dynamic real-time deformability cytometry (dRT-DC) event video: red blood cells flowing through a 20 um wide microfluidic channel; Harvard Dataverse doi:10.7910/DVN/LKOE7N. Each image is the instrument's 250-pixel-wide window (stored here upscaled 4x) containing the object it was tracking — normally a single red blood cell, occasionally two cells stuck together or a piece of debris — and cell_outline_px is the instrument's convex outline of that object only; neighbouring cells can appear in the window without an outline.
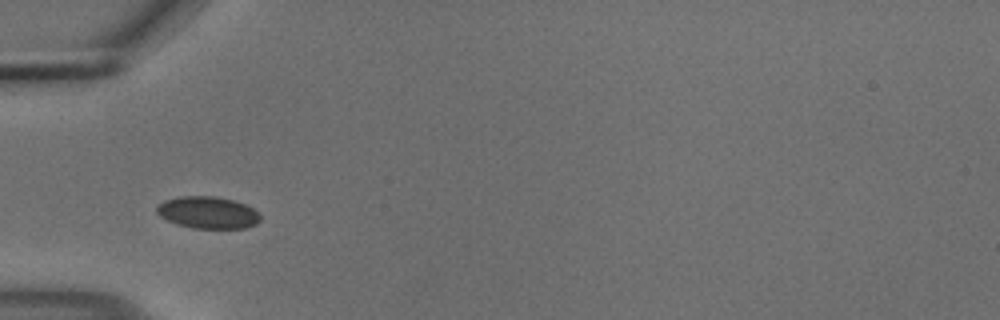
{"species": "common noctule bat (a hibernating species)", "species_latin": "Nyctalus noctula", "temperature_condition": "cold", "stored_images_in_passage": 38, "camera_frame_rate_fps": 3000, "um_per_image_px": 0.085, "animal": {"sex": "male", "body_mass_g": 18.8}, "frame": {"image": 1, "passage_image": 1, "time_ms": 0.0, "image_size_px": [1000, 320], "cell_outline_px": [[260, 220], [256, 224], [244, 228], [192, 228], [176, 224], [160, 216], [156, 212], [156, 208], [164, 200], [180, 196], [216, 196], [232, 200], [244, 204], [252, 208], [260, 216]], "centroid_in_image_um": [17.64, 18.06], "position_along_channel_um": 67.4, "area_um2": 19.19}}
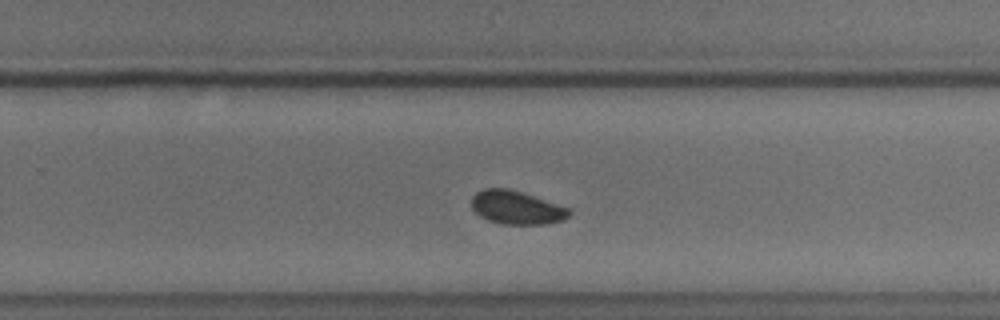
{"frame": {"image": 2, "passage_image": 19, "time_ms": 6.0, "image_size_px": [1000, 320], "cell_outline_px": [[572, 212], [564, 220], [544, 224], [504, 224], [488, 220], [480, 216], [472, 208], [472, 196], [476, 192], [484, 188], [508, 188], [568, 208]], "centroid_in_image_um": [43.87, 17.65], "position_along_channel_um": 285.9, "area_um2": 18.73}}
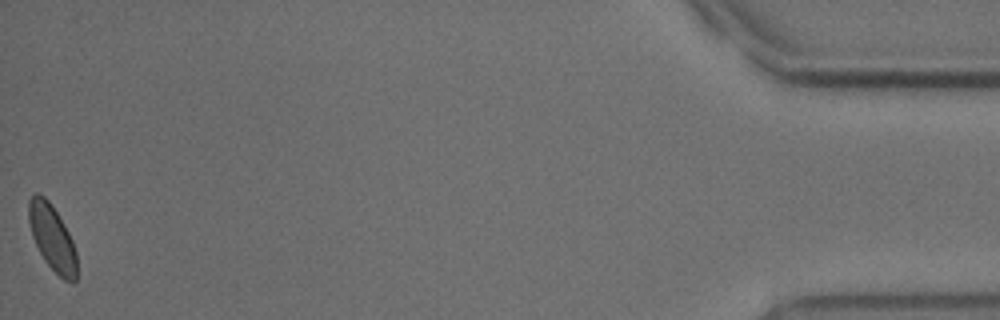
{"frame": {"image": 3, "passage_image": 38, "time_ms": 12.333, "image_size_px": [1000, 320], "cell_outline_px": [[76, 280], [64, 280], [44, 260], [32, 236], [28, 220], [28, 200], [36, 192], [44, 196], [48, 200], [56, 212], [68, 232], [72, 240], [76, 252]], "centroid_in_image_um": [4.41, 20.17], "position_along_channel_um": 430.8, "area_um2": 18.03}, "authors_computed_cell_mechanics": {"area_um2": 18.9295, "velocity_mm_per_s": 3.667, "shape_relaxation_time_tau1_ms": 1.4141, "shape_relaxation_time_tau2_ms": null, "deformation_change_tau1": 0.0534, "deformation_change_tau2": null}}